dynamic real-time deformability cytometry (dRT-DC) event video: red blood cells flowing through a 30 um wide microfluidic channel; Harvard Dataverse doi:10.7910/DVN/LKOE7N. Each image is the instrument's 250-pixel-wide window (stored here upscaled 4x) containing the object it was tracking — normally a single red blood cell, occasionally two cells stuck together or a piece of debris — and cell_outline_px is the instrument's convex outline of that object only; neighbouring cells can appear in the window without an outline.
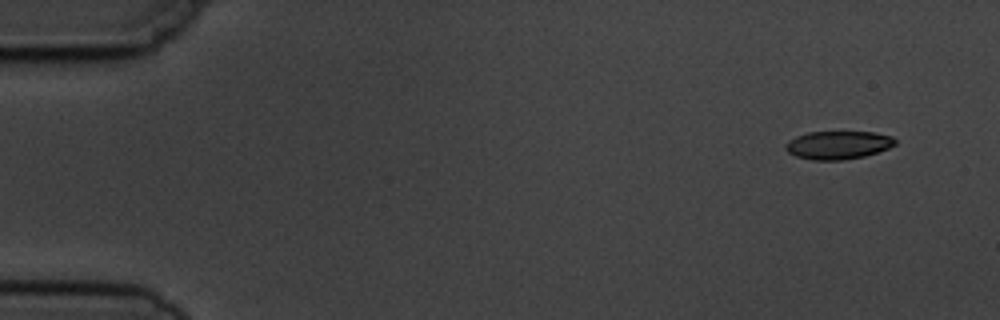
{"species": "common noctule bat (a hibernating species)", "species_latin": "Nyctalus noctula", "temperature_condition": "cold", "stored_images_in_passage": 4, "camera_frame_rate_fps": 3000, "um_per_image_px": 0.085, "animal": {"sex": "male", "body_mass_g": 19.5, "forearm_length_mm": 54.6}, "frame": {"image": 1, "passage_image": 1, "time_ms": 0.0, "image_size_px": [1000, 320], "cell_outline_px": [[896, 144], [888, 148], [864, 156], [844, 160], [812, 160], [796, 156], [788, 152], [784, 148], [784, 144], [788, 140], [796, 136], [808, 132], [876, 132], [892, 136], [896, 140]], "centroid_in_image_um": [71.21, 12.32], "position_along_channel_um": 13.8, "area_um2": 18.09}}
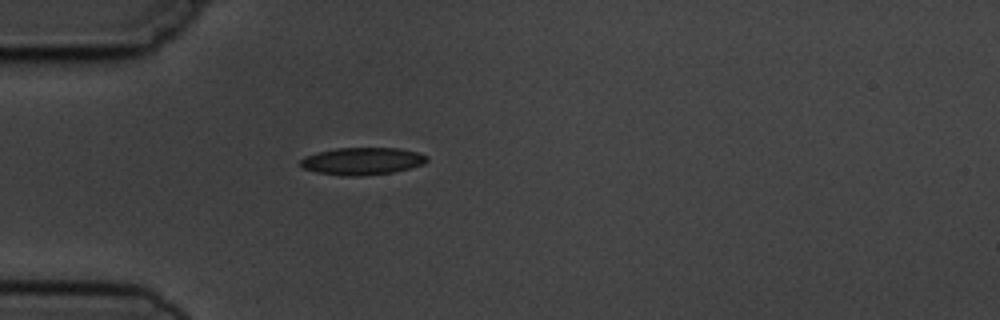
{"frame": {"image": 2, "passage_image": 4, "time_ms": 4.0, "image_size_px": [1000, 320], "cell_outline_px": [[428, 160], [424, 164], [412, 168], [392, 172], [360, 176], [344, 176], [316, 172], [304, 168], [300, 164], [300, 160], [304, 156], [316, 152], [336, 148], [400, 148], [416, 152], [428, 156]], "centroid_in_image_um": [30.79, 13.69], "position_along_channel_um": 54.2, "area_um2": 20.23}}